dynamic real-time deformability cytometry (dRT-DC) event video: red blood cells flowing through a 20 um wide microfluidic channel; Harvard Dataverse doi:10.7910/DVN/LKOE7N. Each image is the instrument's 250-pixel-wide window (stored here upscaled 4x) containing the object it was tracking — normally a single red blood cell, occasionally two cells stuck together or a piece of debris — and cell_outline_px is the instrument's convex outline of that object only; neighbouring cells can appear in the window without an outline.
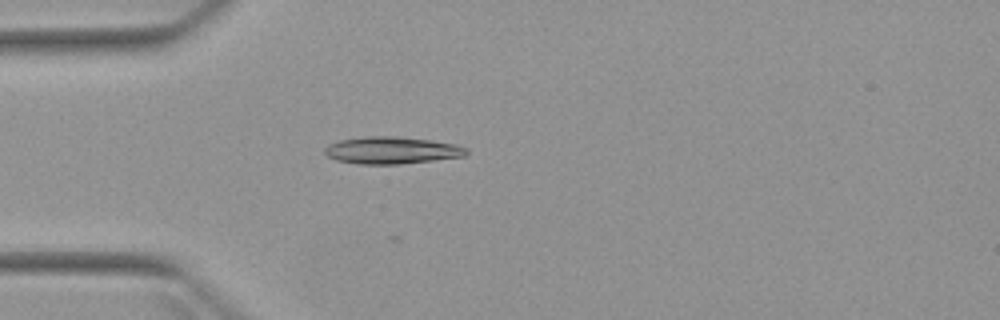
{"species": "Egyptian fruit bat (a non-hibernating species)", "species_latin": "Rousettus aegyptiacus", "temperature_condition": "warm", "stored_images_in_passage": 4, "camera_frame_rate_fps": 3000, "um_per_image_px": 0.085, "animal": {"sex": "female"}, "frame": {"image": 1, "passage_image": 3, "time_ms": 3.333, "image_size_px": [1000, 320], "cell_outline_px": [[468, 152], [464, 156], [400, 164], [360, 164], [336, 160], [328, 156], [324, 152], [324, 148], [328, 144], [340, 140], [364, 136], [396, 136], [432, 140], [456, 144], [468, 148]], "centroid_in_image_um": [33.29, 12.77], "position_along_channel_um": 51.7, "area_um2": 22.43}}